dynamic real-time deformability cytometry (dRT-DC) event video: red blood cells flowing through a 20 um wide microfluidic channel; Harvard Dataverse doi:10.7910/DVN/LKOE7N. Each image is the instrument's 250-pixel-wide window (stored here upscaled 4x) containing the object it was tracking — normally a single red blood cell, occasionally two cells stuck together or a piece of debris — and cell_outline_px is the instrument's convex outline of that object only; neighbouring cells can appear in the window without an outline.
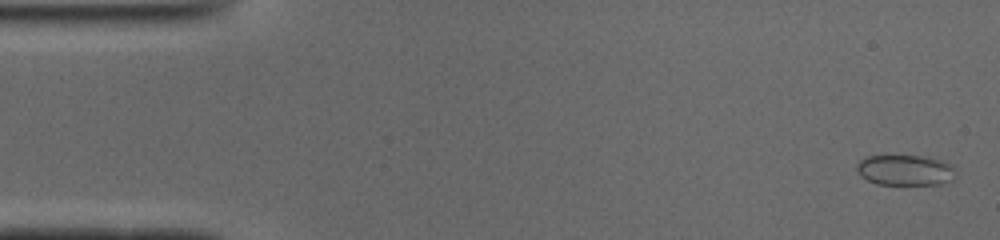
{"species": "common noctule bat (a hibernating species)", "species_latin": "Nyctalus noctula", "temperature_condition": "cold", "stored_images_in_passage": 52, "camera_frame_rate_fps": 3000, "um_per_image_px": 0.085, "animal": {"sex": "male", "body_mass_g": 19.0, "forearm_length_mm": 50.8}, "frame": {"image": 1, "passage_image": 2, "time_ms": 0.333, "image_size_px": [1000, 240], "cell_outline_px": [[956, 176], [952, 180], [940, 184], [876, 184], [860, 176], [856, 168], [856, 164], [860, 160], [868, 156], [920, 156], [944, 160], [952, 164]], "centroid_in_image_um": [76.96, 14.46], "position_along_channel_um": 8.0, "area_um2": 17.69}}
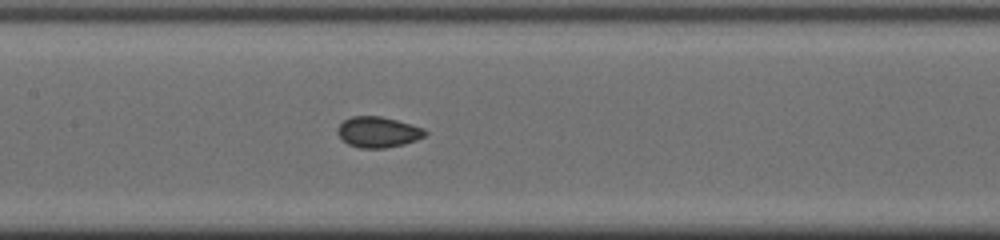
{"frame": {"image": 2, "passage_image": 24, "time_ms": 7.667, "image_size_px": [1000, 240], "cell_outline_px": [[428, 132], [424, 136], [416, 140], [404, 144], [384, 148], [360, 148], [348, 144], [336, 132], [336, 128], [344, 120], [352, 116], [380, 116], [412, 124], [424, 128]], "centroid_in_image_um": [32.13, 11.22], "position_along_channel_um": 175.3, "area_um2": 15.66}}
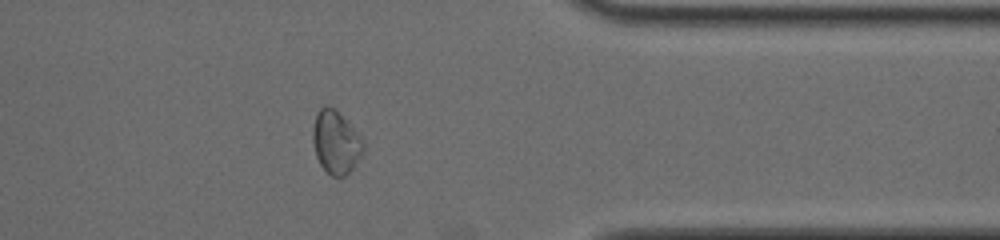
{"frame": {"image": 3, "passage_image": 41, "time_ms": 13.333, "image_size_px": [1000, 240], "cell_outline_px": [[364, 152], [352, 168], [344, 176], [332, 176], [320, 164], [316, 156], [312, 140], [312, 128], [316, 112], [320, 108], [332, 108], [364, 140]], "centroid_in_image_um": [28.53, 12.13], "position_along_channel_um": 382.9, "area_um2": 18.03}, "authors_computed_cell_mechanics": {"area_um2": 16.2996, "velocity_mm_per_s": 3.927, "shape_relaxation_time_tau1_ms": null, "shape_relaxation_time_tau2_ms": 1.2032, "deformation_change_tau1": null, "deformation_change_tau2": 0.0535}}